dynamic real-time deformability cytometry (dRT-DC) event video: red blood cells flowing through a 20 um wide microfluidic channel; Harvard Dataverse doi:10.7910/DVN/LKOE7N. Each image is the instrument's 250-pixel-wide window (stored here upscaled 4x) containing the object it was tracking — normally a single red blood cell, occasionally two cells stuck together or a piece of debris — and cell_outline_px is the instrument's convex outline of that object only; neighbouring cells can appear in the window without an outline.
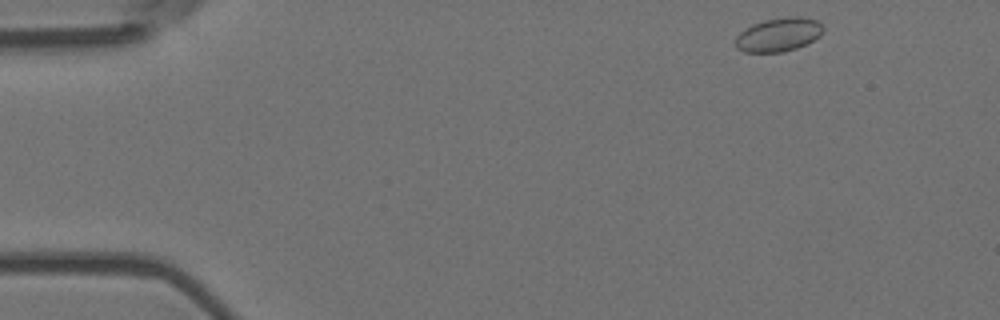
{"species": "Egyptian fruit bat (a non-hibernating species)", "species_latin": "Rousettus aegyptiacus", "temperature_condition": "room temperature", "stored_images_in_passage": 51, "camera_frame_rate_fps": 3000, "um_per_image_px": 0.085, "animal": {"sex": "female"}, "frame": {"image": 1, "passage_image": 1, "time_ms": 0.0, "image_size_px": [1000, 320], "cell_outline_px": [[824, 32], [820, 36], [796, 48], [780, 52], [744, 52], [736, 48], [736, 36], [740, 32], [752, 24], [764, 20], [788, 16], [800, 16], [816, 20], [824, 28]], "centroid_in_image_um": [66.17, 2.93], "position_along_channel_um": 18.8, "area_um2": 17.17}}
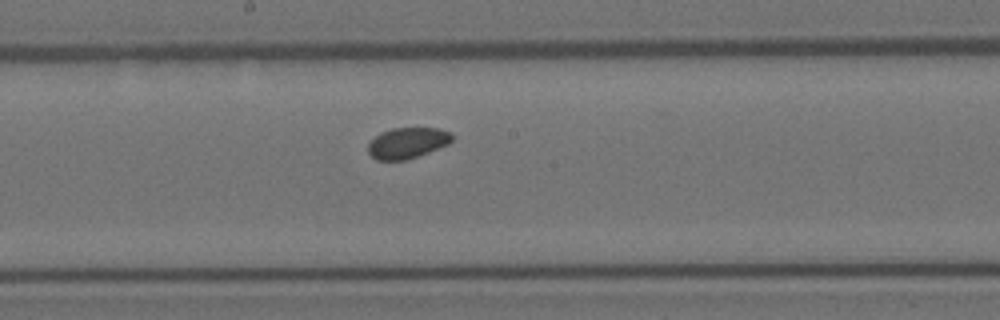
{"frame": {"image": 2, "passage_image": 25, "time_ms": 8.0, "image_size_px": [1000, 320], "cell_outline_px": [[452, 140], [448, 144], [428, 152], [404, 160], [376, 160], [368, 152], [368, 144], [380, 132], [392, 128], [440, 128], [452, 132]], "centroid_in_image_um": [34.63, 12.13], "position_along_channel_um": 213.6, "area_um2": 15.03}}
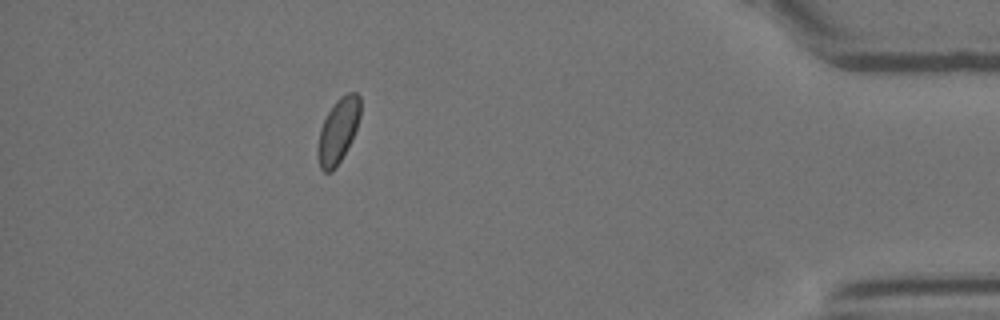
{"frame": {"image": 3, "passage_image": 45, "time_ms": 14.667, "image_size_px": [1000, 320], "cell_outline_px": [[360, 116], [356, 128], [336, 168], [332, 172], [324, 172], [320, 168], [316, 152], [316, 148], [320, 128], [328, 112], [336, 100], [340, 96], [348, 92], [356, 92], [360, 96]], "centroid_in_image_um": [28.71, 11.1], "position_along_channel_um": 406.5, "area_um2": 15.95}}